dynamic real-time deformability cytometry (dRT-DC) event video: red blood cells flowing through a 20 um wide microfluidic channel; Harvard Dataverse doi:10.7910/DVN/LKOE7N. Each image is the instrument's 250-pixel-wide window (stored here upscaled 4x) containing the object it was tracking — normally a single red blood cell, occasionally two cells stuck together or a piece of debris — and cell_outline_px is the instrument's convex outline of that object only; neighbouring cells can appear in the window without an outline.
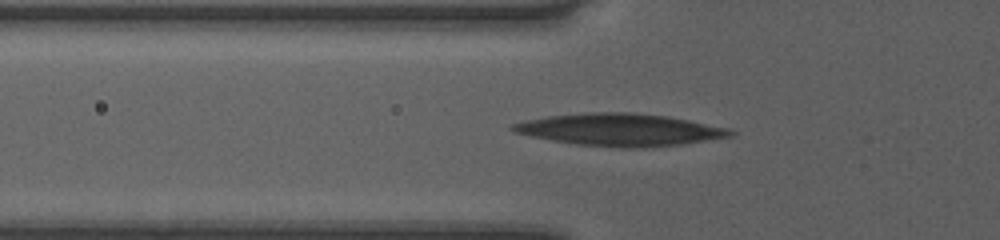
{"species": "human", "species_latin": "Homo sapiens", "temperature_condition": "room temperature", "stored_images_in_passage": 43, "camera_frame_rate_fps": 3000, "um_per_image_px": 0.085, "donor": {"sex": "female"}, "frame": {"image": 1, "passage_image": 10, "time_ms": 3.0, "image_size_px": [1000, 240], "cell_outline_px": [[736, 132], [732, 136], [680, 144], [644, 148], [620, 148], [576, 144], [552, 140], [512, 132], [508, 128], [512, 124], [528, 120], [548, 116], [592, 112], [628, 112], [664, 116], [688, 120], [728, 128]], "centroid_in_image_um": [52.67, 11.03], "position_along_channel_um": 73.1, "area_um2": 40.58}}
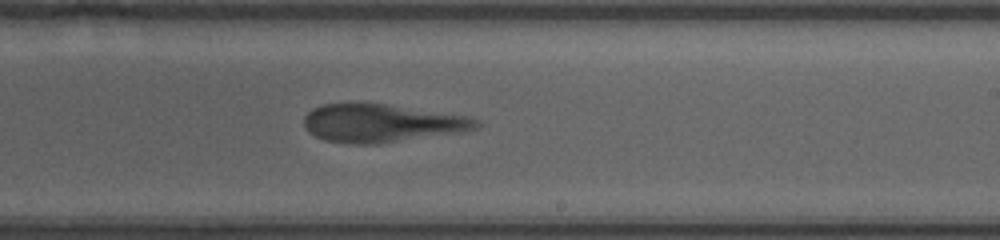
{"frame": {"image": 2, "passage_image": 24, "time_ms": 7.667, "image_size_px": [1000, 240], "cell_outline_px": [[480, 128], [456, 132], [376, 144], [352, 144], [324, 140], [308, 132], [304, 128], [304, 116], [312, 108], [320, 104], [384, 104], [464, 116], [480, 120]], "centroid_in_image_um": [32.36, 10.48], "position_along_channel_um": 256.6, "area_um2": 37.57}}
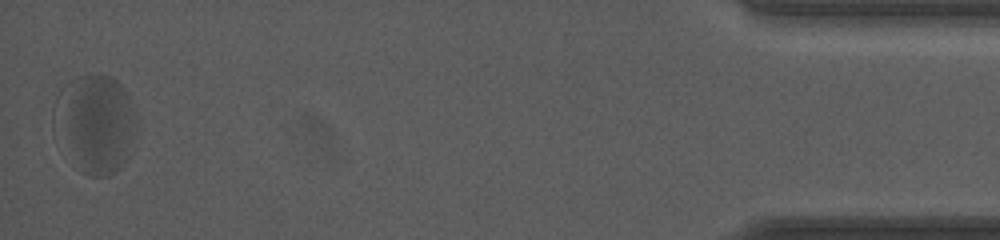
{"frame": {"image": 3, "passage_image": 43, "time_ms": 14.0, "image_size_px": [1000, 240], "cell_outline_px": [[136, 128], [128, 156], [120, 168], [116, 172], [108, 176], [88, 176], [84, 172], [52, 132], [52, 108], [56, 96], [60, 88], [64, 84], [76, 76], [92, 72], [112, 76], [124, 88], [128, 96], [136, 120]], "centroid_in_image_um": [8.04, 10.43], "position_along_channel_um": 427.2, "area_um2": 47.86}, "authors_computed_cell_mechanics": {"area_um2": 39.4196, "velocity_mm_per_s": 3.941, "shape_relaxation_time_tau1_ms": 4.9786, "shape_relaxation_time_tau2_ms": 1.2512, "deformation_change_tau1": 0.1723, "deformation_change_tau2": 0.0964}}